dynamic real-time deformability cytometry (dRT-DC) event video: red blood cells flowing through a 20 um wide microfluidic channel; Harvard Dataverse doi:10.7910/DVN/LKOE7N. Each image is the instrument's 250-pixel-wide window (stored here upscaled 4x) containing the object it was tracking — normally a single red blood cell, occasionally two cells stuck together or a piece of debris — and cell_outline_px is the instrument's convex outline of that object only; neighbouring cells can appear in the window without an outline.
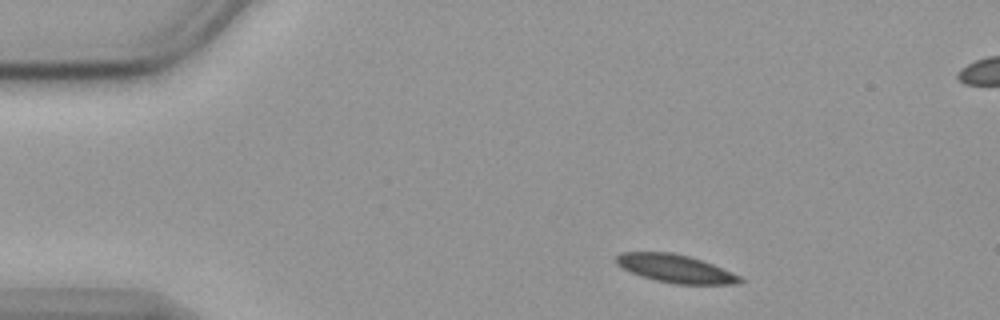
{"species": "common noctule bat (a hibernating species)", "species_latin": "Nyctalus noctula", "temperature_condition": "cold", "stored_images_in_passage": 49, "segment_of_instrument_passage": [1, 2], "camera_frame_rate_fps": 3000, "um_per_image_px": 0.085, "animal": {"sex": "female", "body_mass_g": 19.9}, "frame": {"image": 1, "passage_image": 1, "time_ms": 0.0, "image_size_px": [1000, 320], "cell_outline_px": [[744, 280], [740, 284], [672, 284], [640, 276], [620, 268], [616, 264], [616, 256], [620, 252], [672, 252], [688, 256], [712, 264], [740, 276]], "centroid_in_image_um": [57.37, 22.84], "position_along_channel_um": 27.6, "area_um2": 20.29}}
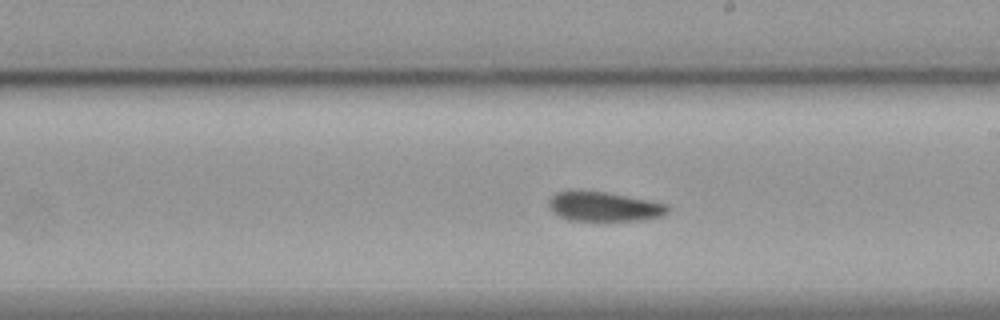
{"frame": {"image": 2, "passage_image": 24, "time_ms": 7.667, "image_size_px": [1000, 320], "cell_outline_px": [[668, 212], [664, 216], [640, 220], [568, 220], [552, 212], [548, 208], [548, 200], [556, 192], [608, 192], [668, 204]], "centroid_in_image_um": [51.35, 17.57], "position_along_channel_um": 237.6, "area_um2": 20.17}}
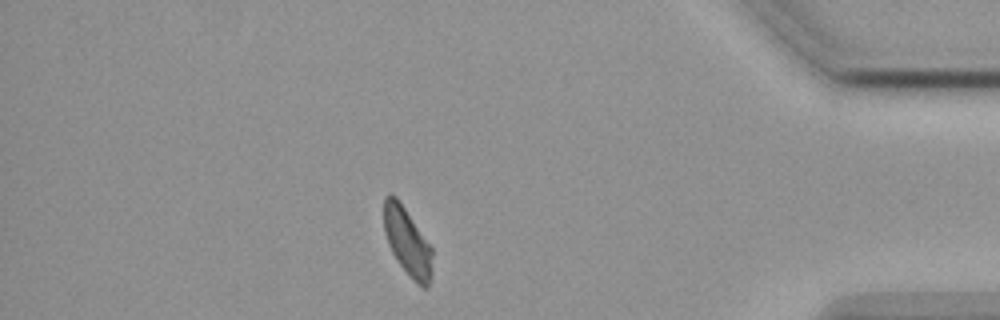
{"frame": {"image": 3, "passage_image": 41, "time_ms": 13.333, "image_size_px": [1000, 320], "cell_outline_px": [[432, 276], [428, 288], [424, 288], [416, 284], [412, 280], [396, 260], [388, 244], [384, 232], [384, 196], [388, 192], [396, 196], [432, 248]], "centroid_in_image_um": [34.62, 20.58], "position_along_channel_um": 400.6, "area_um2": 19.25}}